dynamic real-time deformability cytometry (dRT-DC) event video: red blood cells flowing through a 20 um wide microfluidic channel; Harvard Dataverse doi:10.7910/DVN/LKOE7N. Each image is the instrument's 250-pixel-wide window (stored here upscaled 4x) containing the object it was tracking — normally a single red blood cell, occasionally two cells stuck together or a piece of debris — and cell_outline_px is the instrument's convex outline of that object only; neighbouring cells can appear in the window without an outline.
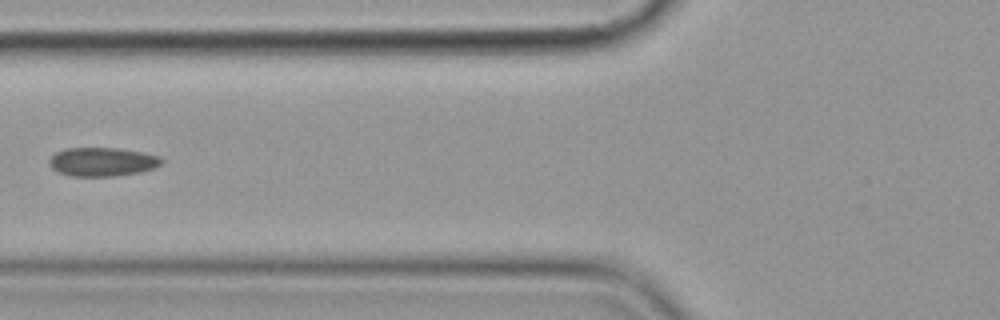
{"species": "common noctule bat (a hibernating species)", "species_latin": "Nyctalus noctula", "temperature_condition": "cold", "stored_images_in_passage": 9, "camera_frame_rate_fps": 3000, "um_per_image_px": 0.085, "animal": {"sex": "female", "body_mass_g": 19.9}, "frame": {"image": 1, "passage_image": 4, "time_ms": 3.667, "image_size_px": [1000, 320], "cell_outline_px": [[164, 160], [156, 168], [140, 172], [112, 176], [72, 176], [60, 172], [52, 168], [48, 164], [48, 160], [56, 152], [64, 148], [116, 148], [140, 152], [160, 156]], "centroid_in_image_um": [8.69, 13.75], "position_along_channel_um": 117.1, "area_um2": 18.79}}
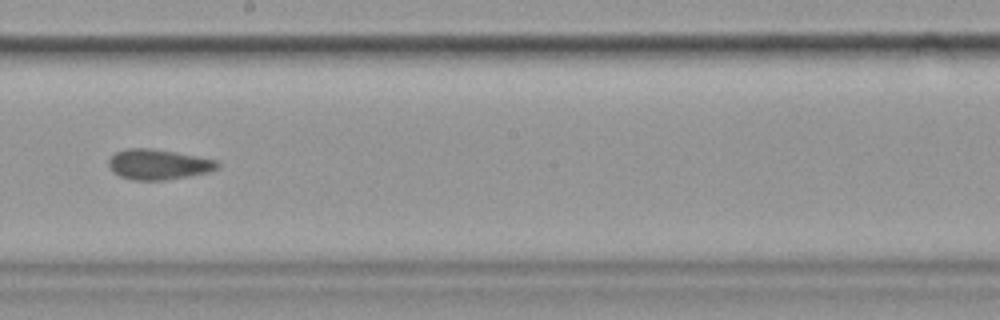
{"frame": {"image": 2, "passage_image": 7, "time_ms": 7.0, "image_size_px": [1000, 320], "cell_outline_px": [[220, 164], [216, 168], [208, 172], [188, 176], [164, 180], [132, 180], [120, 176], [112, 172], [108, 164], [108, 160], [116, 152], [128, 148], [152, 148], [176, 152], [216, 160]], "centroid_in_image_um": [13.42, 13.97], "position_along_channel_um": 234.8, "area_um2": 19.13}}
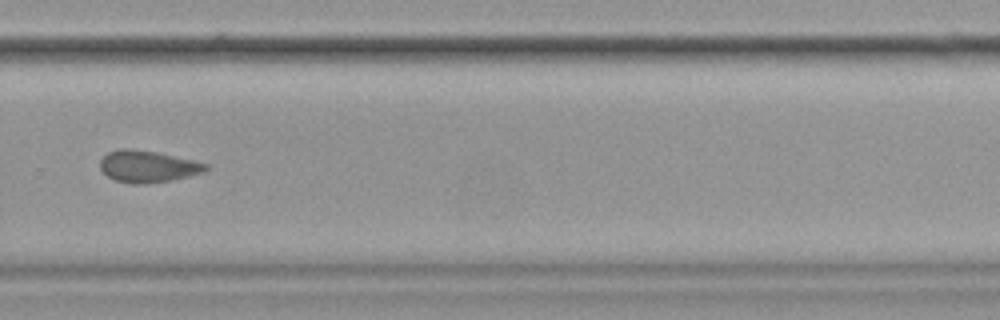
{"frame": {"image": 3, "passage_image": 9, "time_ms": 9.333, "image_size_px": [1000, 320], "cell_outline_px": [[208, 172], [172, 180], [144, 184], [136, 184], [116, 180], [108, 176], [100, 168], [100, 160], [108, 152], [120, 148], [128, 148], [156, 152], [192, 160], [208, 164]], "centroid_in_image_um": [12.59, 14.15], "position_along_channel_um": 317.2, "area_um2": 19.54}}